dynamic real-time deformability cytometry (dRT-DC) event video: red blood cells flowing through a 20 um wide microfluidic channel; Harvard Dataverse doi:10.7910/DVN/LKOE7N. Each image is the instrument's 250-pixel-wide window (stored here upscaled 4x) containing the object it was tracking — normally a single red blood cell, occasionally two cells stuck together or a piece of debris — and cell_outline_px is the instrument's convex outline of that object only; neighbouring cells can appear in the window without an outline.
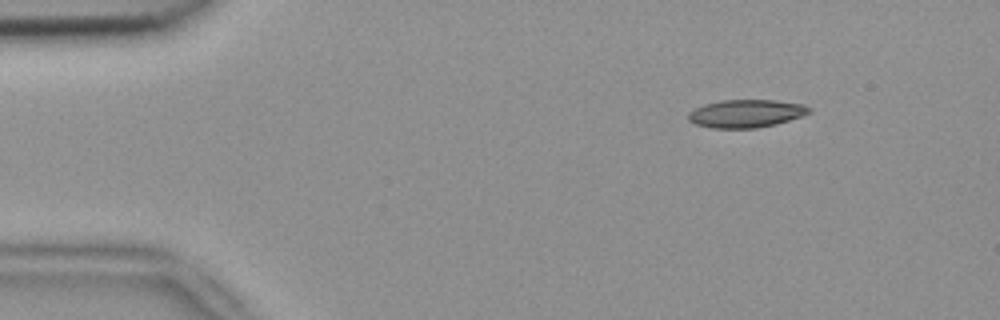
{"species": "common noctule bat (a hibernating species)", "species_latin": "Nyctalus noctula", "temperature_condition": "room temperature", "stored_images_in_passage": 3, "camera_frame_rate_fps": 3000, "um_per_image_px": 0.085, "animal": {"sex": "female", "body_mass_g": 18.4}, "frame": {"image": 1, "passage_image": 1, "time_ms": 0.0, "image_size_px": [1000, 320], "cell_outline_px": [[812, 112], [804, 116], [776, 124], [756, 128], [712, 128], [696, 124], [688, 120], [688, 112], [704, 104], [720, 100], [776, 100], [804, 104], [812, 108]], "centroid_in_image_um": [63.46, 9.64], "position_along_channel_um": 21.5, "area_um2": 19.88}}